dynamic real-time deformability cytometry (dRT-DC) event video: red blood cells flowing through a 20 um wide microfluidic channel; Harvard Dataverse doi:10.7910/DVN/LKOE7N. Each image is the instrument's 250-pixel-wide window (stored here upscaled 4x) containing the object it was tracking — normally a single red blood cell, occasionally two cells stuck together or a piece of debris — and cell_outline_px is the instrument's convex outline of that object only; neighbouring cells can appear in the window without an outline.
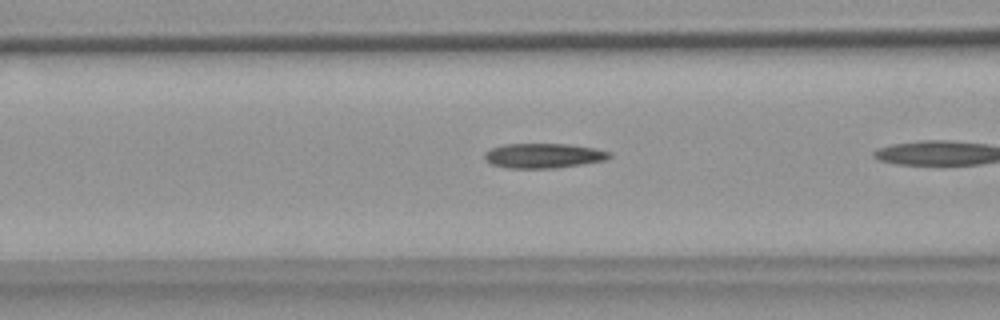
{"species": "common noctule bat (a hibernating species)", "species_latin": "Nyctalus noctula", "temperature_condition": "warm", "stored_images_in_passage": 6, "camera_frame_rate_fps": 3000, "um_per_image_px": 0.085, "animal": {"sex": "female", "body_mass_g": 18.4}, "frame": {"image": 1, "passage_image": 4, "time_ms": 1.0, "image_size_px": [1000, 320], "cell_outline_px": [[612, 156], [604, 160], [556, 168], [508, 168], [492, 164], [484, 160], [484, 152], [492, 148], [504, 144], [568, 144], [596, 148], [612, 152]], "centroid_in_image_um": [46.19, 13.23], "position_along_channel_um": 120.4, "area_um2": 18.03}}